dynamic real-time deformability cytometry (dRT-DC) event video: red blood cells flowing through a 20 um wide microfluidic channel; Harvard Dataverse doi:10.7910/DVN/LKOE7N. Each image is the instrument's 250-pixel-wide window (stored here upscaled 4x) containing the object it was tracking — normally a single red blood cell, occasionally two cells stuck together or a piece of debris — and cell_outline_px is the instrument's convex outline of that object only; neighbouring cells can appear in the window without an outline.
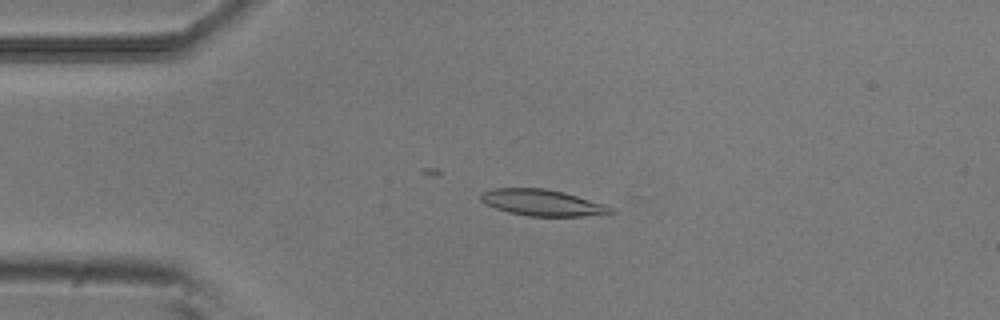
{"species": "common noctule bat (a hibernating species)", "species_latin": "Nyctalus noctula", "temperature_condition": "room temperature", "stored_images_in_passage": 23, "camera_frame_rate_fps": 3000, "um_per_image_px": 0.085, "animal": {"sex": "male", "body_mass_g": 20.5, "forearm_length_mm": 52.5}, "frame": {"image": 1, "passage_image": 12, "time_ms": 3.667, "image_size_px": [1000, 320], "cell_outline_px": [[616, 212], [604, 216], [528, 216], [508, 212], [484, 204], [480, 200], [480, 192], [492, 188], [544, 188], [564, 192], [604, 204], [612, 208]], "centroid_in_image_um": [46.11, 17.23], "position_along_channel_um": 38.9, "area_um2": 20.23}}
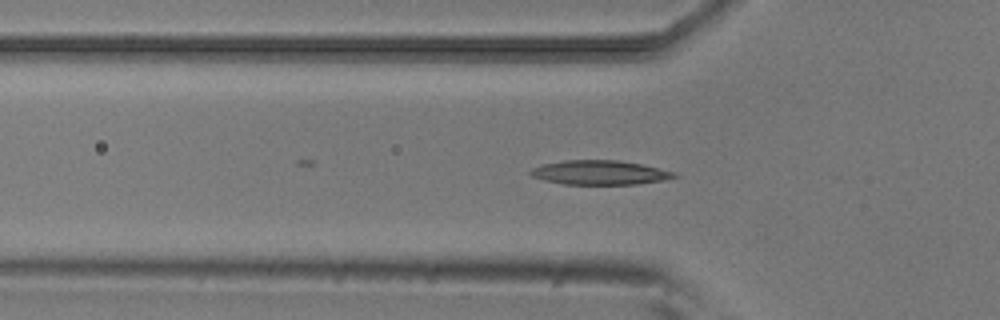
{"frame": {"image": 2, "passage_image": 17, "time_ms": 5.333, "image_size_px": [1000, 320], "cell_outline_px": [[680, 176], [660, 180], [636, 184], [564, 184], [544, 180], [532, 176], [528, 172], [532, 168], [544, 164], [564, 160], [620, 160], [640, 164], [676, 172]], "centroid_in_image_um": [50.97, 14.66], "position_along_channel_um": 74.8, "area_um2": 20.17}}
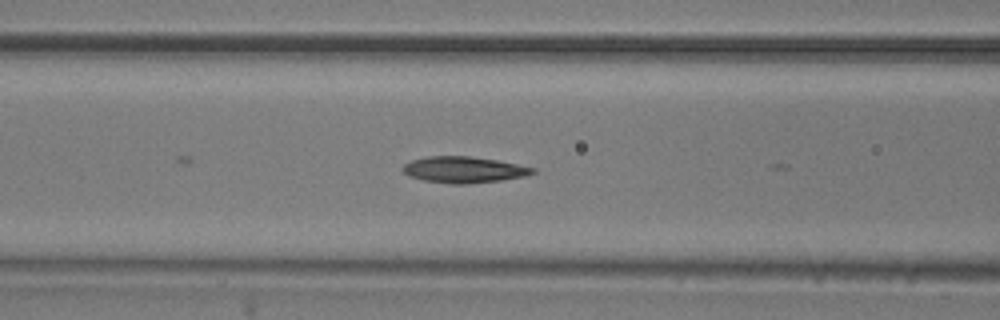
{"frame": {"image": 3, "passage_image": 21, "time_ms": 6.667, "image_size_px": [1000, 320], "cell_outline_px": [[536, 172], [524, 176], [500, 180], [468, 184], [452, 184], [424, 180], [408, 176], [400, 168], [404, 164], [412, 160], [428, 156], [468, 156], [496, 160], [536, 168]], "centroid_in_image_um": [39.39, 14.42], "position_along_channel_um": 127.2, "area_um2": 19.77}}